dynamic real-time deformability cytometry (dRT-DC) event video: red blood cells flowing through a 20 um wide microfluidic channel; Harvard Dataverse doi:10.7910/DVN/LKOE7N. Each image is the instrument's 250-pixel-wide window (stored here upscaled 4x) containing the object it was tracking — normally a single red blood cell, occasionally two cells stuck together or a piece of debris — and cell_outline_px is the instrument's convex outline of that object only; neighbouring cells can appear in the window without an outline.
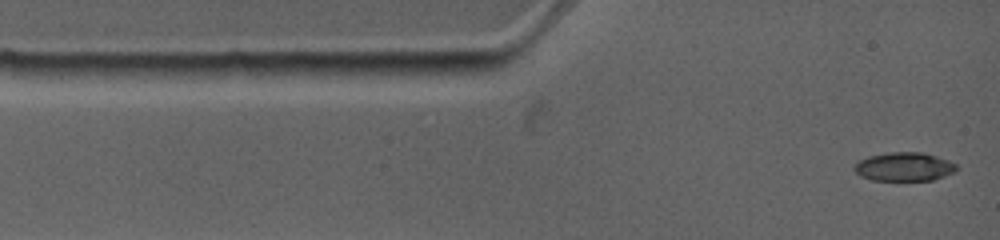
{"species": "common noctule bat (a hibernating species)", "species_latin": "Nyctalus noctula", "temperature_condition": "warm", "stored_images_in_passage": 9, "camera_frame_rate_fps": 4500, "um_per_image_px": 0.085, "animal": {"sex": "female", "body_mass_g": 19.0, "forearm_length_mm": 53.3}, "frame": {"image": 1, "passage_image": 1, "time_ms": 0.0, "image_size_px": [1000, 240], "cell_outline_px": [[956, 172], [932, 180], [872, 180], [860, 176], [852, 168], [860, 160], [868, 156], [888, 152], [924, 152], [948, 160], [956, 164]], "centroid_in_image_um": [76.85, 14.17], "position_along_channel_um": 8.1, "area_um2": 17.11}}
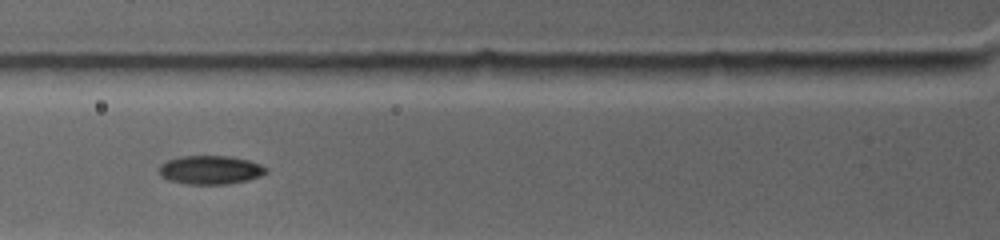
{"frame": {"image": 2, "passage_image": 6, "time_ms": 3.556, "image_size_px": [1000, 240], "cell_outline_px": [[268, 172], [260, 176], [248, 180], [228, 184], [188, 184], [168, 180], [160, 176], [160, 164], [168, 160], [180, 156], [232, 156], [248, 160], [260, 164], [268, 168]], "centroid_in_image_um": [17.9, 14.44], "position_along_channel_um": 107.9, "area_um2": 17.98}}
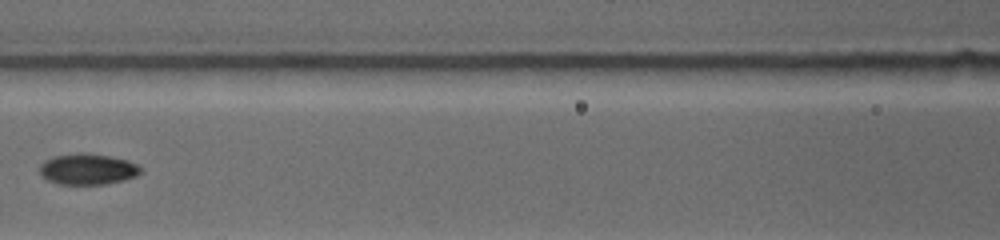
{"frame": {"image": 3, "passage_image": 8, "time_ms": 4.889, "image_size_px": [1000, 240], "cell_outline_px": [[140, 172], [136, 176], [124, 180], [104, 184], [56, 184], [48, 180], [40, 172], [40, 164], [44, 160], [52, 156], [76, 152], [84, 152], [112, 156], [128, 160], [136, 164], [140, 168]], "centroid_in_image_um": [7.43, 14.36], "position_along_channel_um": 159.2, "area_um2": 18.38}}